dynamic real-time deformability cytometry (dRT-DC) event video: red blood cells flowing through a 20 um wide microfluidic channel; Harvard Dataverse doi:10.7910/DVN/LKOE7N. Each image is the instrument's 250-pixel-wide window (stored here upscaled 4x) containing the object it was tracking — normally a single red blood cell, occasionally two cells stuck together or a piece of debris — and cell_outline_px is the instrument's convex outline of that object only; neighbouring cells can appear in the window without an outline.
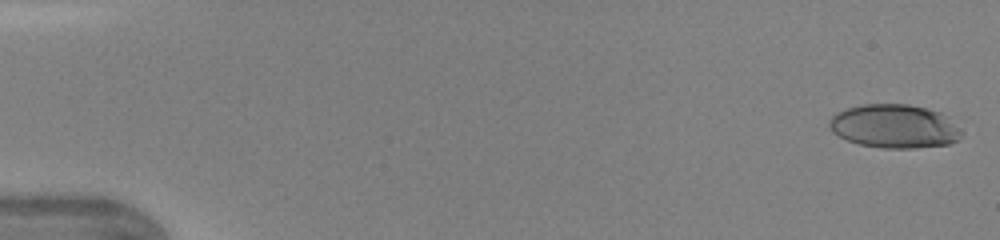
{"species": "human", "species_latin": "Homo sapiens", "temperature_condition": "warm", "stored_images_in_passage": 41, "camera_frame_rate_fps": 3000, "um_per_image_px": 0.085, "donor": {"sex": "female"}, "frame": {"image": 1, "passage_image": 1, "time_ms": 0.0, "image_size_px": [1000, 240], "cell_outline_px": [[960, 136], [956, 140], [948, 144], [916, 148], [884, 148], [860, 144], [848, 140], [832, 132], [828, 124], [832, 116], [836, 112], [848, 108], [864, 104], [908, 104], [928, 108], [940, 112], [948, 116], [960, 132]], "centroid_in_image_um": [76.0, 10.72], "position_along_channel_um": 9.0, "area_um2": 33.41}}
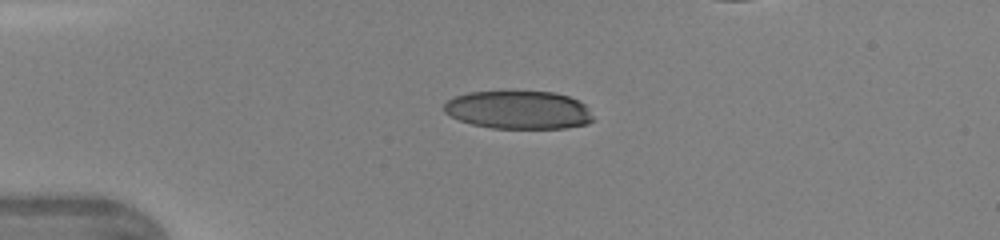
{"frame": {"image": 2, "passage_image": 11, "time_ms": 3.333, "image_size_px": [1000, 240], "cell_outline_px": [[592, 120], [588, 124], [564, 128], [492, 128], [472, 124], [460, 120], [444, 112], [444, 104], [448, 100], [456, 96], [468, 92], [552, 92], [568, 96], [580, 100], [584, 104], [592, 116]], "centroid_in_image_um": [44.08, 9.35], "position_along_channel_um": 40.9, "area_um2": 32.89}}
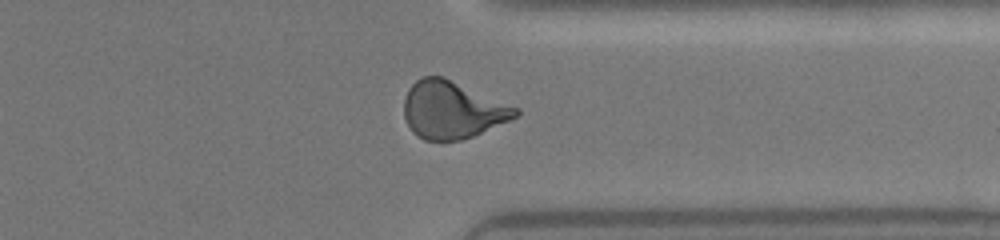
{"frame": {"image": 3, "passage_image": 35, "time_ms": 11.333, "image_size_px": [1000, 240], "cell_outline_px": [[520, 112], [516, 116], [508, 120], [472, 136], [460, 140], [424, 140], [412, 132], [404, 116], [404, 100], [408, 88], [416, 80], [424, 76], [444, 76], [520, 108]], "centroid_in_image_um": [38.42, 9.32], "position_along_channel_um": 373.0, "area_um2": 37.17}}